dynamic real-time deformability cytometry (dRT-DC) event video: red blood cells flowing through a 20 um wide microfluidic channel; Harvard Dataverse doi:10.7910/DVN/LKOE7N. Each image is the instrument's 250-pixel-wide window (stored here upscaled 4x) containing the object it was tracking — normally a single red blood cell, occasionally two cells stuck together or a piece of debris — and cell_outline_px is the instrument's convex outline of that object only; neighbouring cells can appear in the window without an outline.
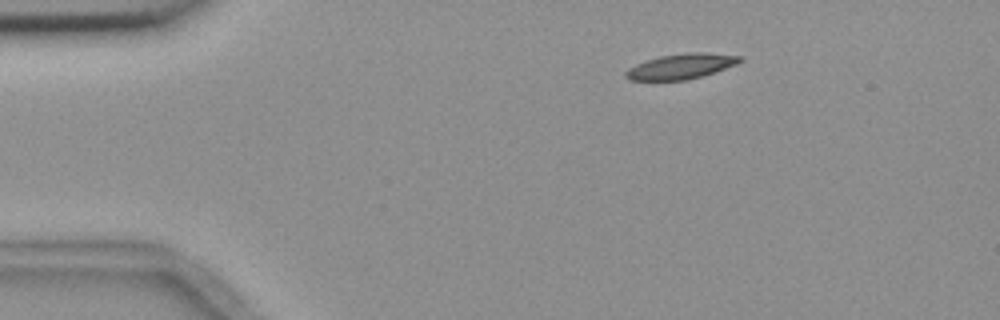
{"species": "common noctule bat (a hibernating species)", "species_latin": "Nyctalus noctula", "temperature_condition": "room temperature", "stored_images_in_passage": 3, "camera_frame_rate_fps": 3000, "um_per_image_px": 0.085, "animal": {"sex": "female", "body_mass_g": 18.4}, "frame": {"image": 1, "passage_image": 1, "time_ms": 0.0, "image_size_px": [1000, 320], "cell_outline_px": [[744, 60], [736, 64], [704, 76], [684, 80], [628, 80], [624, 76], [624, 72], [628, 68], [636, 64], [660, 56], [688, 52], [704, 52], [744, 56]], "centroid_in_image_um": [57.91, 5.64], "position_along_channel_um": 27.1, "area_um2": 16.88}}